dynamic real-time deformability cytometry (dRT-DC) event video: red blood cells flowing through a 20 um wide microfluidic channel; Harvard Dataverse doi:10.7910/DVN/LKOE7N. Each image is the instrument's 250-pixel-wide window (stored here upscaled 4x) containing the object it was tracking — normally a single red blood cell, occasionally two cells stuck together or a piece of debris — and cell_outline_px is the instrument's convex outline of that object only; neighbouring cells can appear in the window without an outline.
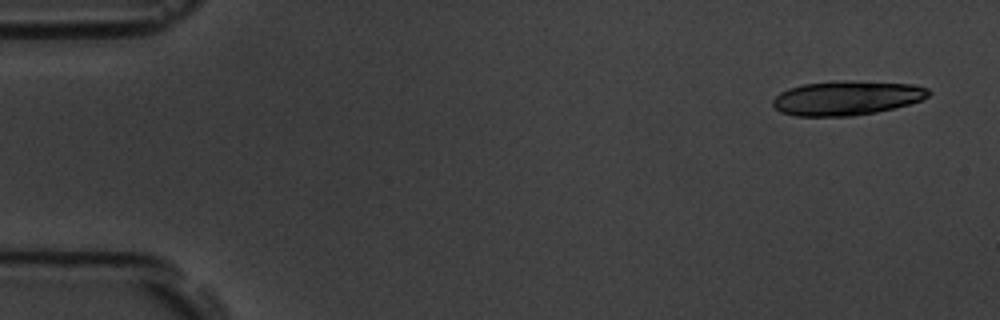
{"species": "common noctule bat (a hibernating species)", "species_latin": "Nyctalus noctula", "temperature_condition": "room temperature", "stored_images_in_passage": 12, "camera_frame_rate_fps": 3000, "um_per_image_px": 0.085, "animal": {"sex": "male", "body_mass_g": 19.5, "forearm_length_mm": 54.6}, "frame": {"image": 1, "passage_image": 1, "time_ms": 0.0, "image_size_px": [1000, 320], "cell_outline_px": [[932, 92], [928, 96], [920, 100], [908, 104], [876, 112], [852, 116], [796, 116], [780, 112], [772, 104], [772, 100], [780, 92], [788, 88], [804, 84], [912, 84], [928, 88]], "centroid_in_image_um": [71.92, 8.4], "position_along_channel_um": 13.1, "area_um2": 29.54}}
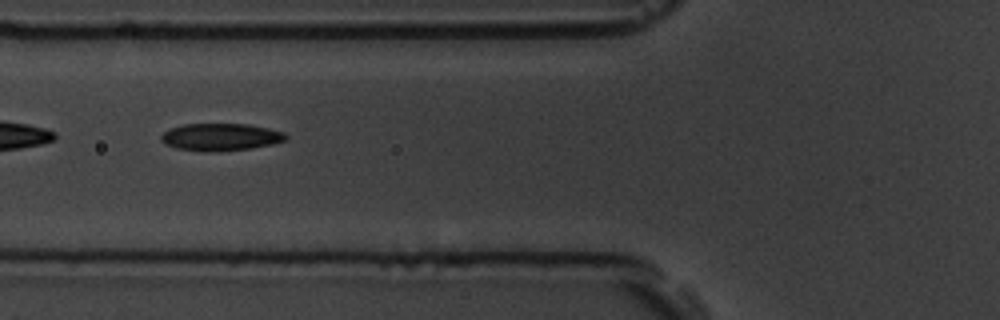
{"frame": {"image": 2, "passage_image": 6, "time_ms": 6.333, "image_size_px": [1000, 320], "cell_outline_px": [[288, 136], [284, 140], [272, 144], [252, 148], [212, 152], [204, 152], [176, 148], [164, 144], [160, 140], [160, 136], [164, 132], [172, 128], [184, 124], [248, 124], [268, 128], [284, 132]], "centroid_in_image_um": [18.73, 11.65], "position_along_channel_um": 107.1, "area_um2": 19.88}}
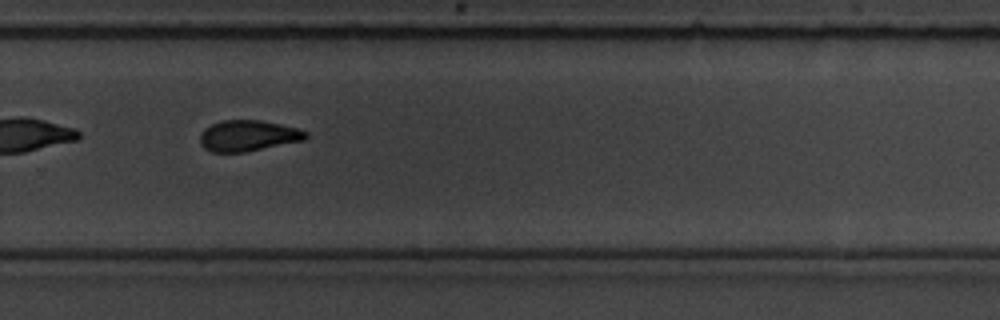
{"frame": {"image": 3, "passage_image": 11, "time_ms": 12.0, "image_size_px": [1000, 320], "cell_outline_px": [[308, 136], [304, 140], [244, 152], [212, 152], [204, 148], [200, 144], [200, 132], [204, 128], [212, 124], [224, 120], [260, 120], [300, 128], [308, 132]], "centroid_in_image_um": [21.09, 11.53], "position_along_channel_um": 308.7, "area_um2": 19.13}}